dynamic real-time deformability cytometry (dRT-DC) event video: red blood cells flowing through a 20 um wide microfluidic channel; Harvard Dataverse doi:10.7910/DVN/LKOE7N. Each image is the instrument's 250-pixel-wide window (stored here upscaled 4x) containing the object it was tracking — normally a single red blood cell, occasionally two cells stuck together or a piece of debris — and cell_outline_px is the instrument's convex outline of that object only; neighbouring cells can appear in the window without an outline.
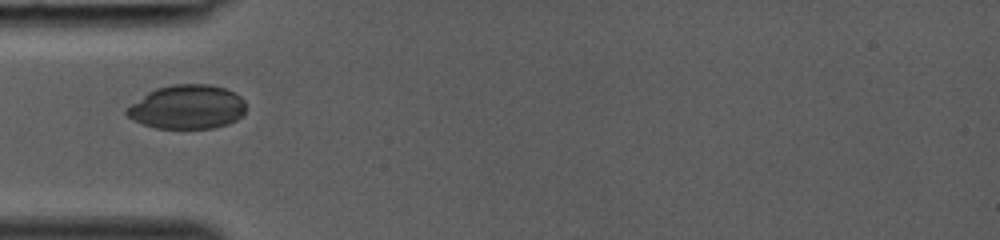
{"species": "common noctule bat (a hibernating species)", "species_latin": "Nyctalus noctula", "temperature_condition": "room temperature", "stored_images_in_passage": 26, "camera_frame_rate_fps": 3000, "um_per_image_px": 0.085, "animal": {"sex": "female", "body_mass_g": 19.0, "forearm_length_mm": 53.3}, "frame": {"image": 1, "passage_image": 1, "time_ms": 0.0, "image_size_px": [1000, 240], "cell_outline_px": [[244, 112], [236, 120], [228, 124], [212, 128], [156, 128], [132, 120], [124, 112], [124, 108], [148, 92], [156, 88], [172, 84], [212, 84], [224, 88], [240, 96], [244, 100]], "centroid_in_image_um": [15.87, 9.09], "position_along_channel_um": 69.1, "area_um2": 30.63}}
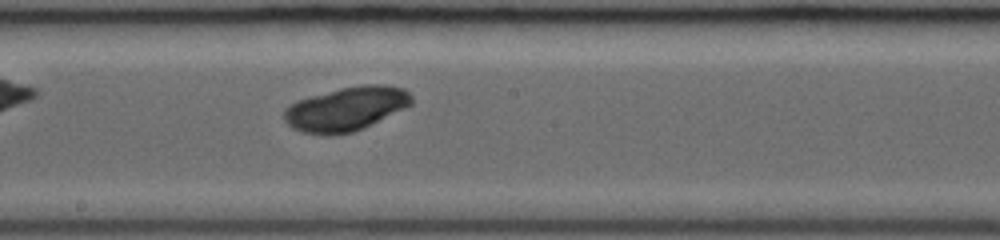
{"frame": {"image": 2, "passage_image": 10, "time_ms": 3.0, "image_size_px": [1000, 240], "cell_outline_px": [[412, 104], [364, 128], [352, 132], [332, 136], [328, 136], [300, 132], [292, 128], [284, 120], [284, 108], [300, 100], [312, 96], [340, 88], [364, 84], [384, 84], [404, 88], [412, 96]], "centroid_in_image_um": [29.42, 9.26], "position_along_channel_um": 218.8, "area_um2": 32.66}}
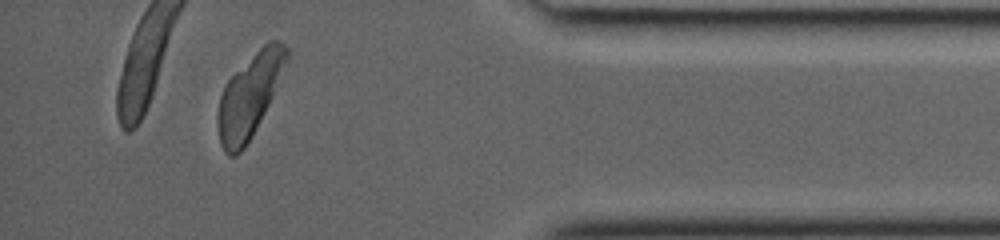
{"frame": {"image": 3, "passage_image": 23, "time_ms": 7.333, "image_size_px": [1000, 240], "cell_outline_px": [[288, 60], [272, 96], [252, 136], [244, 148], [236, 156], [228, 156], [224, 152], [220, 144], [216, 124], [216, 116], [220, 96], [228, 80], [268, 40], [280, 40], [288, 48]], "centroid_in_image_um": [21.18, 8.17], "position_along_channel_um": 414.0, "area_um2": 32.89}}